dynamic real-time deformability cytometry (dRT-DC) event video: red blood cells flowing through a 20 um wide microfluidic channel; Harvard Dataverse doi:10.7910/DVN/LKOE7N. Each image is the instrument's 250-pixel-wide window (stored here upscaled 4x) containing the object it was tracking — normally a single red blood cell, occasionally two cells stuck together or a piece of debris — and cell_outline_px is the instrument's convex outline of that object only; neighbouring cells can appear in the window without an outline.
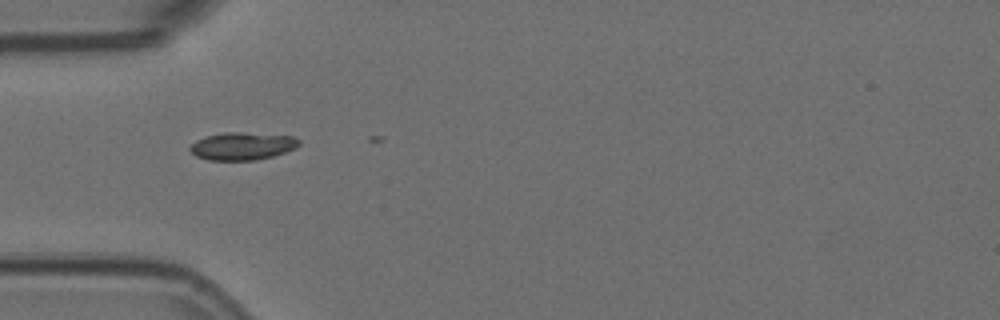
{"species": "Egyptian fruit bat (a non-hibernating species)", "species_latin": "Rousettus aegyptiacus", "temperature_condition": "room temperature", "stored_images_in_passage": 9, "camera_frame_rate_fps": 3000, "um_per_image_px": 0.085, "animal": {"sex": "female"}, "frame": {"image": 1, "passage_image": 1, "time_ms": 0.0, "image_size_px": [1000, 320], "cell_outline_px": [[300, 144], [296, 148], [272, 156], [256, 160], [208, 160], [196, 156], [188, 148], [196, 140], [204, 136], [224, 132], [240, 132], [292, 136], [300, 140]], "centroid_in_image_um": [20.58, 12.41], "position_along_channel_um": 64.4, "area_um2": 17.57}}
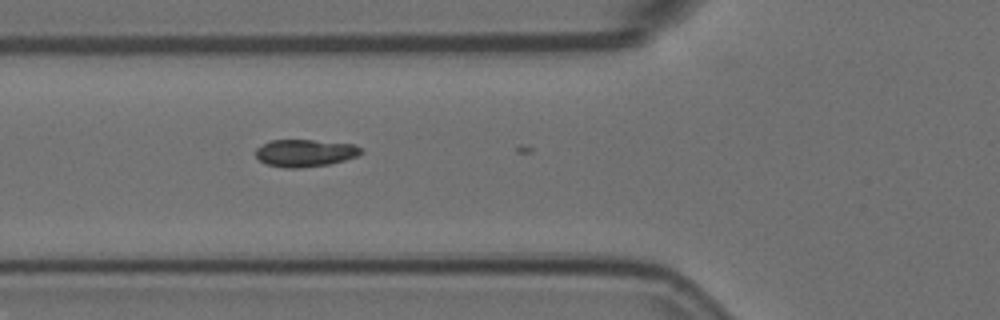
{"frame": {"image": 2, "passage_image": 4, "time_ms": 1.0, "image_size_px": [1000, 320], "cell_outline_px": [[364, 152], [356, 156], [344, 160], [328, 164], [300, 168], [284, 168], [268, 164], [260, 160], [256, 156], [256, 148], [272, 140], [312, 140], [352, 144], [360, 148]], "centroid_in_image_um": [25.92, 13.01], "position_along_channel_um": 99.9, "area_um2": 16.53}}
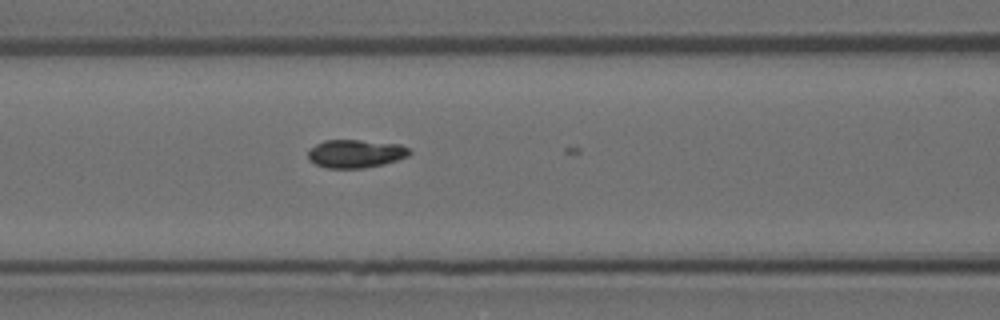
{"frame": {"image": 3, "passage_image": 7, "time_ms": 2.0, "image_size_px": [1000, 320], "cell_outline_px": [[412, 152], [408, 156], [384, 164], [364, 168], [324, 168], [308, 160], [308, 152], [316, 144], [324, 140], [360, 140], [400, 144], [408, 148]], "centroid_in_image_um": [30.22, 13.06], "position_along_channel_um": 136.4, "area_um2": 16.7}}